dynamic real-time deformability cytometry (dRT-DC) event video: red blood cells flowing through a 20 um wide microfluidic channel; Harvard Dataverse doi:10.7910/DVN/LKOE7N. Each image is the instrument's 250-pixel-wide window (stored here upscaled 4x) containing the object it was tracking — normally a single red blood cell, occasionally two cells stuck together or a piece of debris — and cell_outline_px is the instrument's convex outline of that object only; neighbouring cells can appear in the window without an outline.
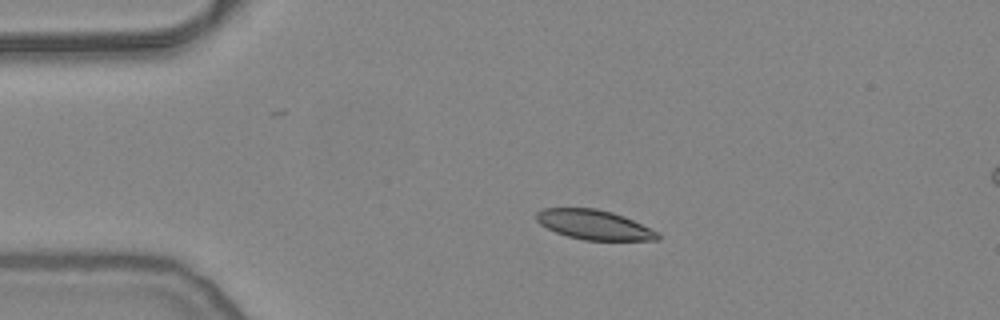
{"species": "common noctule bat (a hibernating species)", "species_latin": "Nyctalus noctula", "temperature_condition": "warm", "stored_images_in_passage": 43, "camera_frame_rate_fps": 3000, "um_per_image_px": 0.085, "animal": {"sex": "female", "body_mass_g": 24.6, "forearm_length_mm": 56.2}, "frame": {"image": 1, "passage_image": 1, "time_ms": 0.0, "image_size_px": [1000, 320], "cell_outline_px": [[660, 240], [584, 240], [568, 236], [556, 232], [540, 224], [536, 220], [536, 212], [544, 208], [596, 208], [612, 212], [624, 216], [660, 232]], "centroid_in_image_um": [50.53, 19.1], "position_along_channel_um": 34.5, "area_um2": 20.98}}
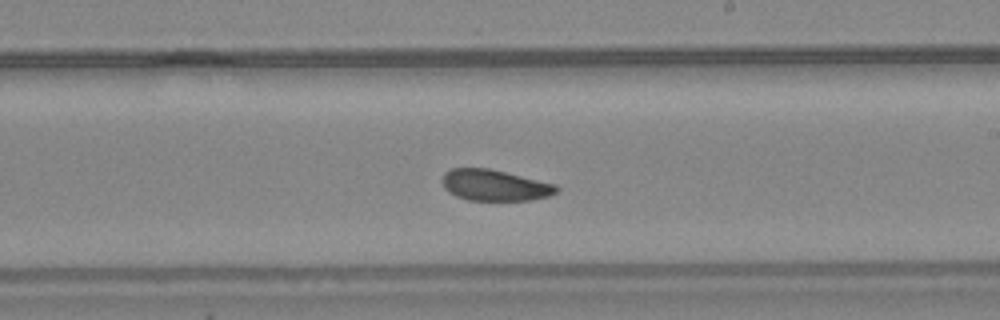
{"frame": {"image": 2, "passage_image": 21, "time_ms": 6.667, "image_size_px": [1000, 320], "cell_outline_px": [[560, 188], [556, 192], [548, 196], [532, 200], [468, 200], [456, 196], [448, 192], [444, 188], [440, 180], [444, 172], [452, 168], [488, 168], [556, 184]], "centroid_in_image_um": [42.01, 15.74], "position_along_channel_um": 247.0, "area_um2": 20.81}}
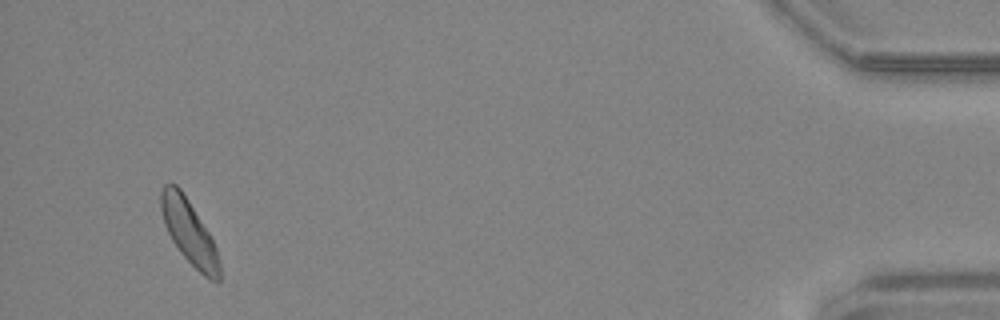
{"frame": {"image": 3, "passage_image": 41, "time_ms": 13.333, "image_size_px": [1000, 320], "cell_outline_px": [[220, 280], [212, 280], [204, 276], [180, 252], [172, 240], [164, 224], [160, 208], [160, 192], [164, 184], [176, 184], [180, 188], [188, 200], [208, 232], [216, 248], [220, 264]], "centroid_in_image_um": [16.05, 19.7], "position_along_channel_um": 419.2, "area_um2": 21.44}, "authors_computed_cell_mechanics": {"area_um2": 21.5594, "velocity_mm_per_s": 3.798, "shape_relaxation_time_tau1_ms": 3.7421, "shape_relaxation_time_tau2_ms": 6.9349, "deformation_change_tau1": 0.0936, "deformation_change_tau2": 0.1168}}